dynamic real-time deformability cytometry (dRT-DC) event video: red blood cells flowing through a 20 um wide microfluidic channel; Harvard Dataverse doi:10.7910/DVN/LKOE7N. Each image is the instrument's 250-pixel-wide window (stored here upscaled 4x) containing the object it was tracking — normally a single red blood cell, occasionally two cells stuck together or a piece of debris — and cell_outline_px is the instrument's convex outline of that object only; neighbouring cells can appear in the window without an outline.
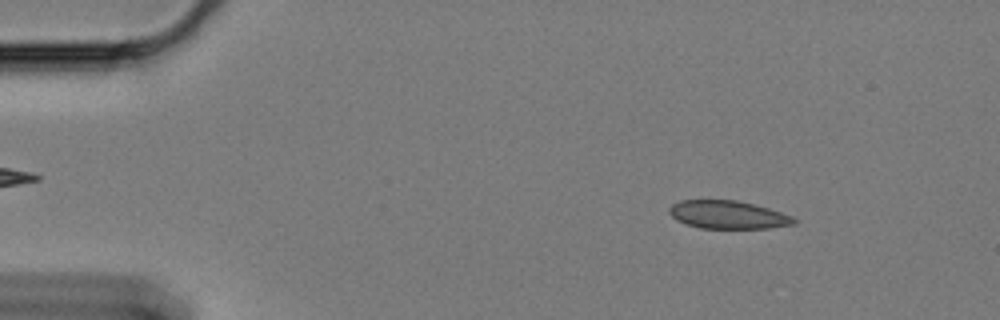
{"species": "Egyptian fruit bat (a non-hibernating species)", "species_latin": "Rousettus aegyptiacus", "temperature_condition": "cold", "stored_images_in_passage": 12, "camera_frame_rate_fps": 3000, "um_per_image_px": 0.085, "animal": {"sex": "female"}, "frame": {"image": 1, "passage_image": 4, "time_ms": 1.0, "image_size_px": [1000, 320], "cell_outline_px": [[800, 220], [796, 224], [768, 228], [700, 228], [676, 220], [668, 212], [668, 208], [672, 204], [680, 200], [736, 200], [768, 208], [792, 216]], "centroid_in_image_um": [61.89, 18.25], "position_along_channel_um": 23.1, "area_um2": 20.4}}